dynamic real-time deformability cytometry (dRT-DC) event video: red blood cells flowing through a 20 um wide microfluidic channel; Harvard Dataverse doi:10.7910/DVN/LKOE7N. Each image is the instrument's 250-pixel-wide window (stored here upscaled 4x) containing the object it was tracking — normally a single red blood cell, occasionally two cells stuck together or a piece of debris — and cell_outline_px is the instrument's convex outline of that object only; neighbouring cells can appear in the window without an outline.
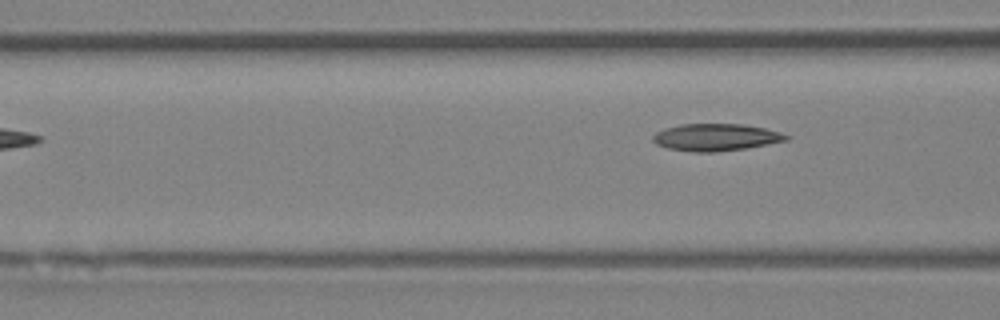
{"species": "Egyptian fruit bat (a non-hibernating species)", "species_latin": "Rousettus aegyptiacus", "temperature_condition": "room temperature", "stored_images_in_passage": 5, "camera_frame_rate_fps": 3000, "um_per_image_px": 0.085, "animal": {"sex": "female"}, "frame": {"image": 1, "passage_image": 5, "time_ms": 4.667, "image_size_px": [1000, 320], "cell_outline_px": [[792, 136], [788, 140], [768, 144], [744, 148], [716, 152], [692, 152], [668, 148], [656, 144], [652, 140], [652, 136], [656, 132], [664, 128], [680, 124], [744, 124], [764, 128], [780, 132]], "centroid_in_image_um": [60.84, 11.66], "position_along_channel_um": 105.8, "area_um2": 21.15}}